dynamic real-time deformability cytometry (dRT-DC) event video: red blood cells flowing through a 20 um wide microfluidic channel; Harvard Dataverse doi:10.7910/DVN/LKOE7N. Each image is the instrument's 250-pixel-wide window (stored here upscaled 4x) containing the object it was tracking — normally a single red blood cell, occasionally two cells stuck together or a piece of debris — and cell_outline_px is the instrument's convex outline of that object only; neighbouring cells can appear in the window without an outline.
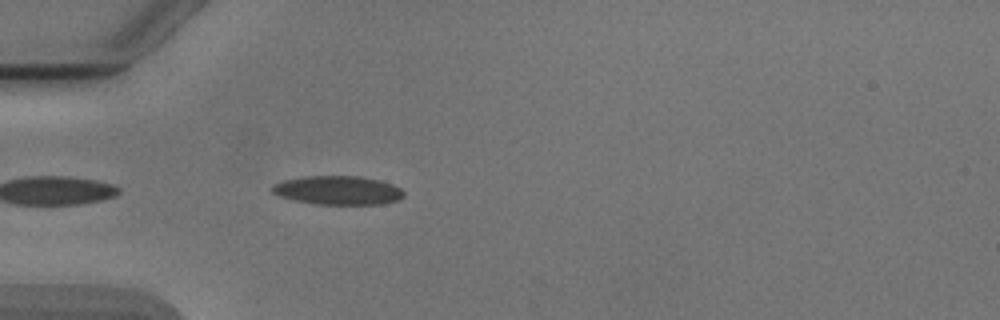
{"species": "Egyptian fruit bat (a non-hibernating species)", "species_latin": "Rousettus aegyptiacus", "temperature_condition": "cold", "stored_images_in_passage": 4, "camera_frame_rate_fps": 3000, "um_per_image_px": 0.085, "animal": {"sex": "male"}, "frame": {"image": 1, "passage_image": 4, "time_ms": 3.667, "image_size_px": [1000, 320], "cell_outline_px": [[404, 196], [400, 200], [380, 204], [316, 204], [296, 200], [280, 196], [272, 192], [272, 184], [284, 180], [304, 176], [360, 176], [380, 180], [392, 184], [400, 188], [404, 192]], "centroid_in_image_um": [28.75, 16.17], "position_along_channel_um": 56.3, "area_um2": 22.08}}